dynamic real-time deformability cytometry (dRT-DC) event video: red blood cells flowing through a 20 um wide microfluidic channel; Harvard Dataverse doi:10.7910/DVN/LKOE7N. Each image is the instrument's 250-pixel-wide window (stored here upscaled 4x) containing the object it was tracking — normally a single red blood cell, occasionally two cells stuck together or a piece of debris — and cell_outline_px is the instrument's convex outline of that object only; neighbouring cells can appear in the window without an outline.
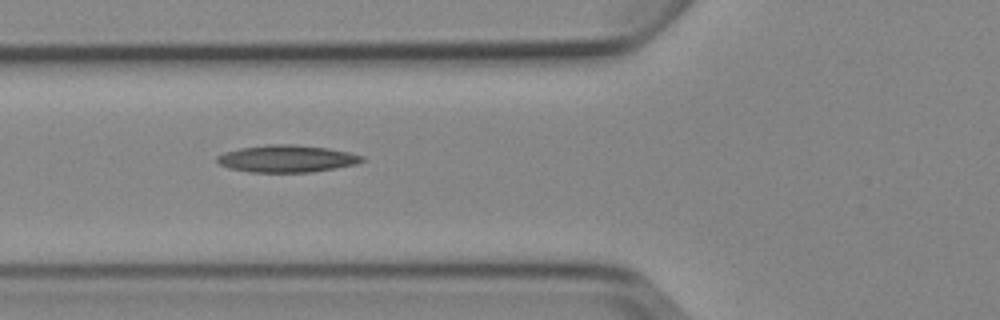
{"species": "Egyptian fruit bat (a non-hibernating species)", "species_latin": "Rousettus aegyptiacus", "temperature_condition": "cold", "stored_images_in_passage": 10, "camera_frame_rate_fps": 3000, "um_per_image_px": 0.085, "animal": {"sex": "female"}, "frame": {"image": 1, "passage_image": 5, "time_ms": 5.667, "image_size_px": [1000, 320], "cell_outline_px": [[368, 160], [356, 164], [312, 172], [248, 172], [228, 168], [220, 164], [216, 160], [216, 156], [224, 152], [240, 148], [268, 144], [296, 144], [328, 148], [348, 152], [364, 156]], "centroid_in_image_um": [24.39, 13.48], "position_along_channel_um": 101.4, "area_um2": 23.12}}
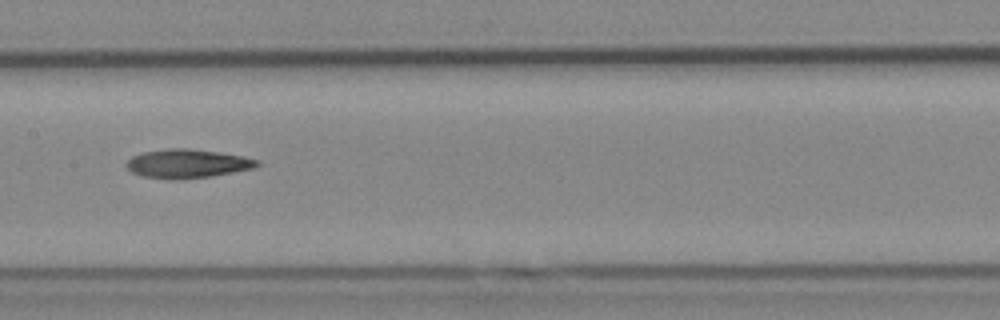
{"frame": {"image": 2, "passage_image": 7, "time_ms": 8.0, "image_size_px": [1000, 320], "cell_outline_px": [[260, 164], [252, 168], [232, 172], [208, 176], [180, 180], [176, 180], [140, 176], [132, 172], [124, 164], [132, 156], [144, 152], [168, 148], [188, 148], [220, 152], [244, 156], [260, 160]], "centroid_in_image_um": [15.9, 13.9], "position_along_channel_um": 191.5, "area_um2": 21.96}}
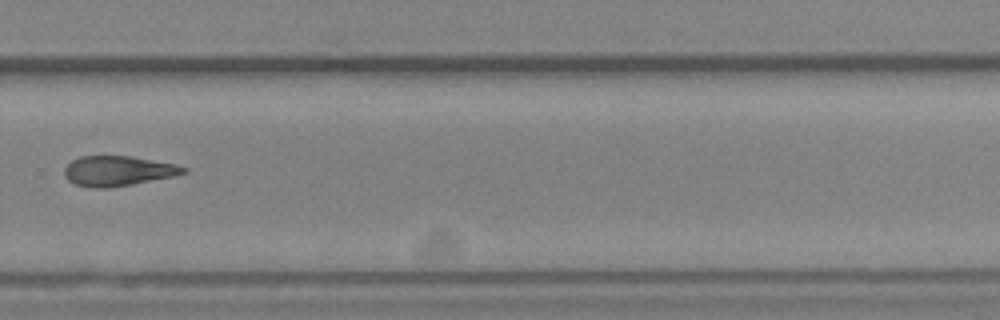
{"frame": {"image": 3, "passage_image": 10, "time_ms": 11.333, "image_size_px": [1000, 320], "cell_outline_px": [[188, 172], [172, 176], [132, 184], [108, 188], [92, 188], [76, 184], [68, 180], [64, 176], [64, 168], [72, 160], [80, 156], [132, 156], [176, 164], [188, 168]], "centroid_in_image_um": [10.02, 14.52], "position_along_channel_um": 319.8, "area_um2": 20.81}}